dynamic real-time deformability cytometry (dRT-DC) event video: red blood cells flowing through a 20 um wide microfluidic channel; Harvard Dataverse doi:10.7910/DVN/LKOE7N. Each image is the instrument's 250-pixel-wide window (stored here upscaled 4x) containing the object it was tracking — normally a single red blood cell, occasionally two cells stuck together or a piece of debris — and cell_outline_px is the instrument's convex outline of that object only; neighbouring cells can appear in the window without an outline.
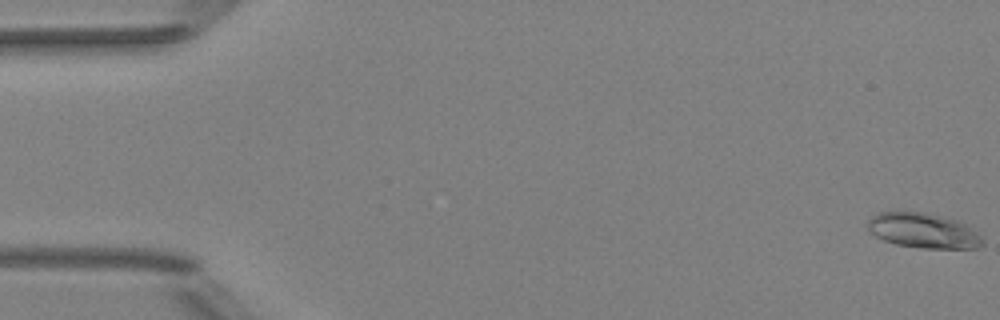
{"species": "Egyptian fruit bat (a non-hibernating species)", "species_latin": "Rousettus aegyptiacus", "temperature_condition": "room temperature", "stored_images_in_passage": 52, "camera_frame_rate_fps": 3000, "um_per_image_px": 0.085, "animal": {"sex": "female"}, "frame": {"image": 1, "passage_image": 1, "time_ms": 0.0, "image_size_px": [1000, 320], "cell_outline_px": [[984, 244], [976, 248], [924, 248], [896, 244], [884, 240], [868, 232], [868, 220], [872, 216], [880, 212], [896, 208], [924, 212], [960, 220], [976, 232], [984, 240]], "centroid_in_image_um": [78.44, 19.55], "position_along_channel_um": 6.6, "area_um2": 24.04}}
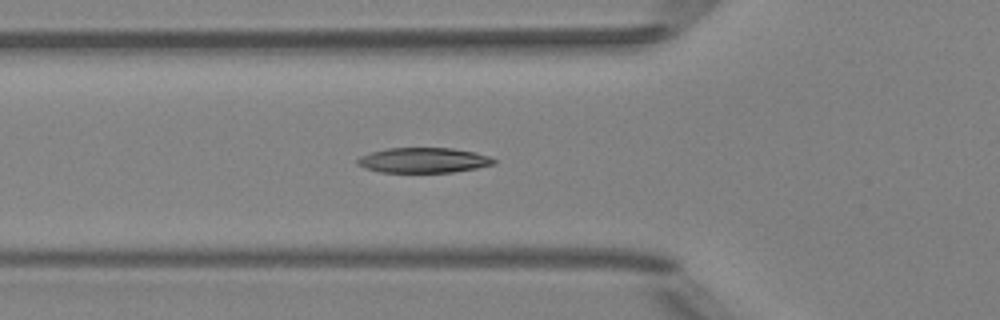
{"frame": {"image": 2, "passage_image": 19, "time_ms": 6.0, "image_size_px": [1000, 320], "cell_outline_px": [[496, 164], [476, 168], [452, 172], [380, 172], [364, 168], [356, 164], [356, 160], [360, 156], [372, 152], [388, 148], [452, 148], [476, 152], [488, 156], [496, 160]], "centroid_in_image_um": [35.99, 13.62], "position_along_channel_um": 89.8, "area_um2": 20.0}}
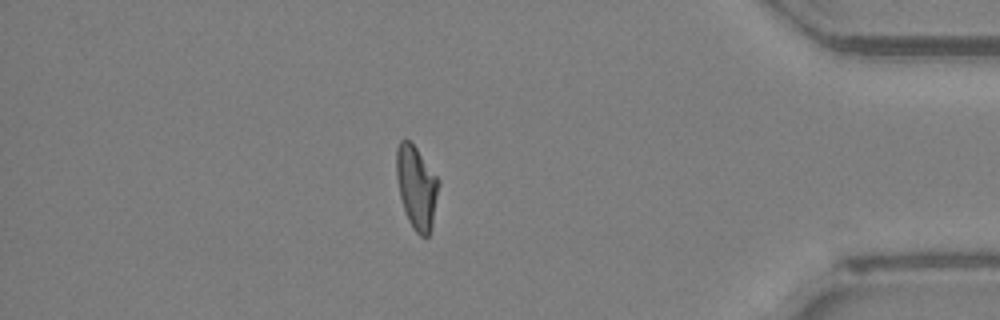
{"frame": {"image": 3, "passage_image": 45, "time_ms": 14.667, "image_size_px": [1000, 320], "cell_outline_px": [[440, 184], [432, 228], [428, 236], [420, 236], [412, 228], [408, 220], [400, 196], [396, 176], [396, 148], [400, 140], [408, 140], [416, 148], [440, 180]], "centroid_in_image_um": [35.42, 15.93], "position_along_channel_um": 399.8, "area_um2": 20.52}, "authors_computed_cell_mechanics": {"area_um2": 20.5479, "velocity_mm_per_s": 4.0153, "shape_relaxation_time_tau1_ms": 4.2432, "shape_relaxation_time_tau2_ms": 2.4435, "deformation_change_tau1": 0.1749, "deformation_change_tau2": 0.09}}